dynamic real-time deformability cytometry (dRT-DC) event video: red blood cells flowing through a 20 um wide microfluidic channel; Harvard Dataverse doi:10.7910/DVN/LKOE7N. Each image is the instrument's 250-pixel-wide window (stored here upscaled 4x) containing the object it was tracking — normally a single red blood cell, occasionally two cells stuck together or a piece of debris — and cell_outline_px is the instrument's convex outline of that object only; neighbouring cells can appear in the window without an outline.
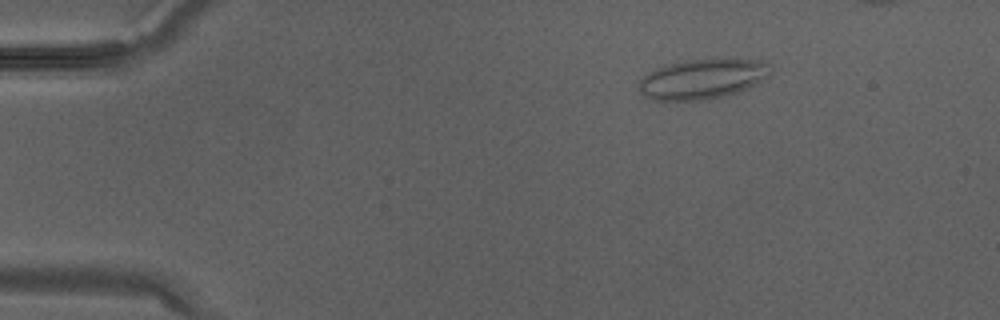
{"species": "Egyptian fruit bat (a non-hibernating species)", "species_latin": "Rousettus aegyptiacus", "temperature_condition": "warm", "stored_images_in_passage": 33, "camera_frame_rate_fps": 3000, "um_per_image_px": 0.085, "animal": {"sex": "male"}, "frame": {"image": 1, "passage_image": 6, "time_ms": 1.667, "image_size_px": [1000, 320], "cell_outline_px": [[768, 76], [756, 84], [748, 88], [728, 96], [700, 100], [652, 100], [644, 96], [640, 92], [640, 80], [648, 72], [668, 64], [688, 60], [764, 60], [768, 64]], "centroid_in_image_um": [59.69, 6.74], "position_along_channel_um": 25.3, "area_um2": 30.17}}
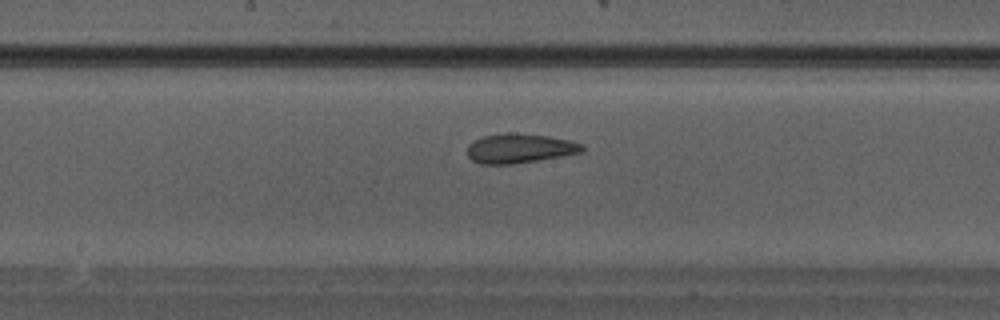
{"frame": {"image": 2, "passage_image": 19, "time_ms": 6.0, "image_size_px": [1000, 320], "cell_outline_px": [[584, 148], [580, 152], [560, 156], [512, 164], [480, 164], [472, 160], [468, 156], [468, 144], [484, 136], [508, 132], [516, 132], [548, 136], [568, 140], [584, 144]], "centroid_in_image_um": [44.15, 12.6], "position_along_channel_um": 204.1, "area_um2": 19.54}}